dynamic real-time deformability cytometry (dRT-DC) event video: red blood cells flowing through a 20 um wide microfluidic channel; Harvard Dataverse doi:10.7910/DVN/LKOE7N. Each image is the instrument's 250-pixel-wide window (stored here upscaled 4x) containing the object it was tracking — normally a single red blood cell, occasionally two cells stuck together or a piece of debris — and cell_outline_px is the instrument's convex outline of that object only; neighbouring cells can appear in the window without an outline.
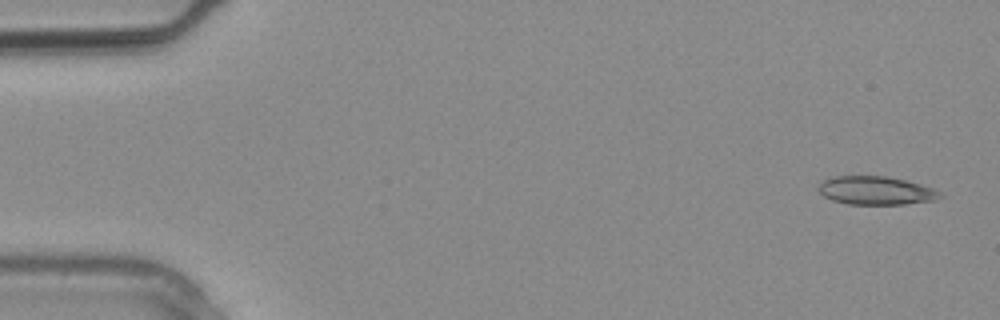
{"species": "common noctule bat (a hibernating species)", "species_latin": "Nyctalus noctula", "temperature_condition": "warm", "stored_images_in_passage": 2, "camera_frame_rate_fps": 3000, "um_per_image_px": 0.085, "animal": {"sex": "male", "body_mass_g": 20.4}, "frame": {"image": 1, "passage_image": 1, "time_ms": 0.0, "image_size_px": [1000, 320], "cell_outline_px": [[944, 196], [932, 200], [904, 204], [848, 204], [832, 200], [824, 196], [816, 188], [824, 180], [836, 176], [888, 176], [920, 184], [932, 188], [940, 192]], "centroid_in_image_um": [74.43, 16.19], "position_along_channel_um": 10.6, "area_um2": 19.94}}
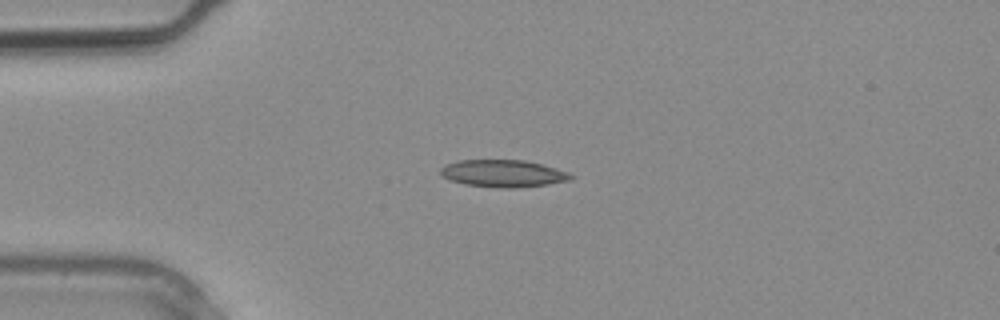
{"frame": {"image": 2, "passage_image": 2, "time_ms": 0.333, "image_size_px": [1000, 320], "cell_outline_px": [[576, 176], [572, 180], [548, 184], [516, 188], [500, 188], [464, 184], [452, 180], [444, 176], [440, 172], [440, 168], [448, 164], [460, 160], [524, 160], [540, 164], [568, 172]], "centroid_in_image_um": [42.82, 14.75], "position_along_channel_um": 42.2, "area_um2": 20.52}}